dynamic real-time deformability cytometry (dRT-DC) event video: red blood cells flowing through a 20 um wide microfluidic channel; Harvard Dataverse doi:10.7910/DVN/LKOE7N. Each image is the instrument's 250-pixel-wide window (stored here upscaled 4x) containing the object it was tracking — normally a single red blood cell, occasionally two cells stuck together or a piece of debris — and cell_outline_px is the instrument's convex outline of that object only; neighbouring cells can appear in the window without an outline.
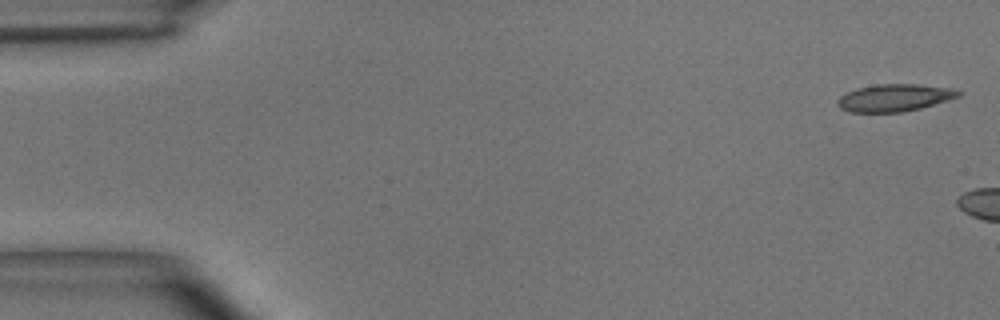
{"species": "common noctule bat (a hibernating species)", "species_latin": "Nyctalus noctula", "temperature_condition": "room temperature", "stored_images_in_passage": 5, "camera_frame_rate_fps": 3000, "um_per_image_px": 0.085, "animal": {"sex": "male", "body_mass_g": 15.6}, "frame": {"image": 1, "passage_image": 1, "time_ms": 0.0, "image_size_px": [1000, 320], "cell_outline_px": [[964, 92], [960, 96], [948, 100], [920, 108], [900, 112], [848, 112], [840, 108], [836, 104], [836, 100], [840, 96], [856, 88], [876, 84], [916, 84], [948, 88]], "centroid_in_image_um": [75.99, 8.31], "position_along_channel_um": 9.0, "area_um2": 19.19}}